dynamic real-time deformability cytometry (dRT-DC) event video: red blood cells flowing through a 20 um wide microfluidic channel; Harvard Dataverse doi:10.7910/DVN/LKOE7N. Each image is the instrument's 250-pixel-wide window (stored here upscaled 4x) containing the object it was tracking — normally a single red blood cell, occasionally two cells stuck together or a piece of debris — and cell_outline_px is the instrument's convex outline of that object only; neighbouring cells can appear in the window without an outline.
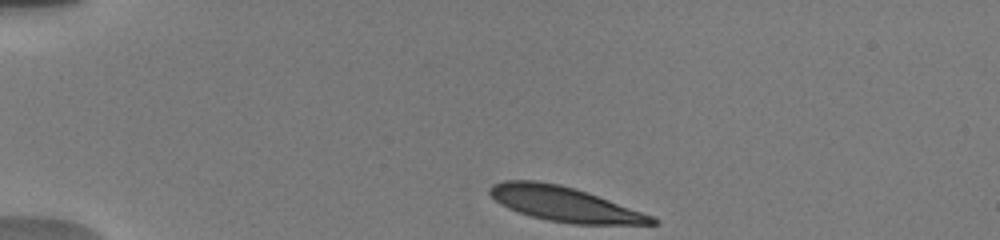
{"species": "human", "species_latin": "Homo sapiens", "temperature_condition": "warm", "stored_images_in_passage": 25, "camera_frame_rate_fps": 3000, "um_per_image_px": 0.085, "donor": {"sex": "male"}, "frame": {"image": 1, "passage_image": 1, "time_ms": 0.0, "image_size_px": [1000, 240], "cell_outline_px": [[656, 224], [572, 224], [548, 220], [532, 216], [508, 208], [500, 204], [488, 192], [488, 188], [492, 184], [504, 180], [536, 180], [560, 184], [576, 188], [588, 192], [652, 216], [656, 220]], "centroid_in_image_um": [47.92, 17.32], "position_along_channel_um": 37.1, "area_um2": 32.54}}
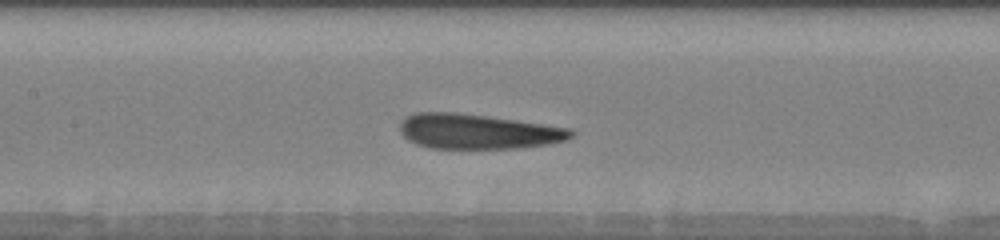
{"frame": {"image": 2, "passage_image": 9, "time_ms": 5.0, "image_size_px": [1000, 240], "cell_outline_px": [[576, 132], [572, 136], [564, 140], [548, 144], [516, 148], [432, 148], [416, 144], [408, 140], [400, 132], [400, 120], [416, 112], [452, 112], [484, 116], [572, 128]], "centroid_in_image_um": [40.59, 11.18], "position_along_channel_um": 166.8, "area_um2": 34.56}}
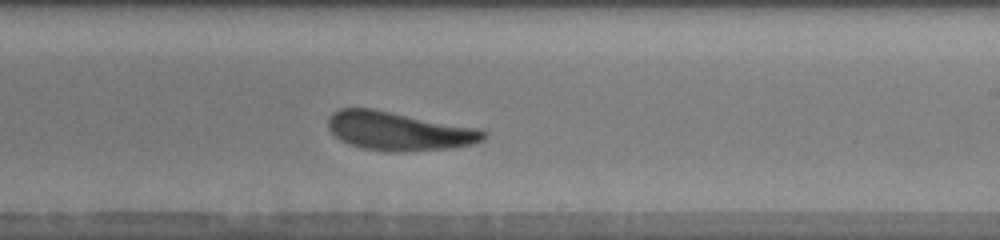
{"frame": {"image": 3, "passage_image": 13, "time_ms": 7.333, "image_size_px": [1000, 240], "cell_outline_px": [[488, 132], [484, 140], [472, 144], [448, 148], [396, 152], [388, 152], [364, 148], [348, 144], [340, 140], [328, 128], [328, 116], [332, 112], [340, 108], [372, 108], [476, 128]], "centroid_in_image_um": [33.86, 11.14], "position_along_channel_um": 255.1, "area_um2": 34.85}, "authors_computed_cell_mechanics": {"area_um2": 34.391, "velocity_mm_per_s": 3.802, "shape_relaxation_time_tau1_ms": 4.0453, "shape_relaxation_time_tau2_ms": 3.014, "deformation_change_tau1": 0.1594, "deformation_change_tau2": 0.1083}}